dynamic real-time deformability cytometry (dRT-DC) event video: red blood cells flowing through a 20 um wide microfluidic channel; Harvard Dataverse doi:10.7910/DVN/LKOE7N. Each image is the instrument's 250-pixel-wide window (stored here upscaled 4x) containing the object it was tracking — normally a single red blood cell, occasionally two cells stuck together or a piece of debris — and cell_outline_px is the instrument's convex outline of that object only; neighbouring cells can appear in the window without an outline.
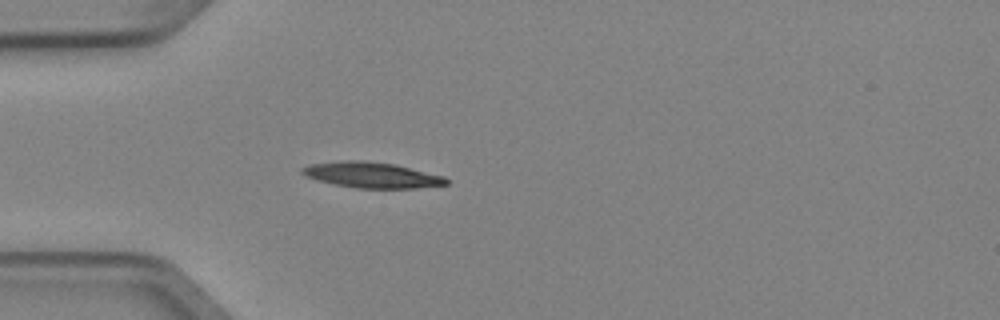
{"species": "Egyptian fruit bat (a non-hibernating species)", "species_latin": "Rousettus aegyptiacus", "temperature_condition": "cold", "stored_images_in_passage": 3, "camera_frame_rate_fps": 3000, "um_per_image_px": 0.085, "animal": {"sex": "female"}, "frame": {"image": 1, "passage_image": 3, "time_ms": 0.667, "image_size_px": [1000, 320], "cell_outline_px": [[448, 184], [416, 188], [356, 188], [316, 180], [304, 176], [300, 172], [300, 168], [308, 164], [344, 160], [364, 160], [396, 164], [444, 176], [448, 180]], "centroid_in_image_um": [31.56, 14.86], "position_along_channel_um": 53.4, "area_um2": 21.73}}